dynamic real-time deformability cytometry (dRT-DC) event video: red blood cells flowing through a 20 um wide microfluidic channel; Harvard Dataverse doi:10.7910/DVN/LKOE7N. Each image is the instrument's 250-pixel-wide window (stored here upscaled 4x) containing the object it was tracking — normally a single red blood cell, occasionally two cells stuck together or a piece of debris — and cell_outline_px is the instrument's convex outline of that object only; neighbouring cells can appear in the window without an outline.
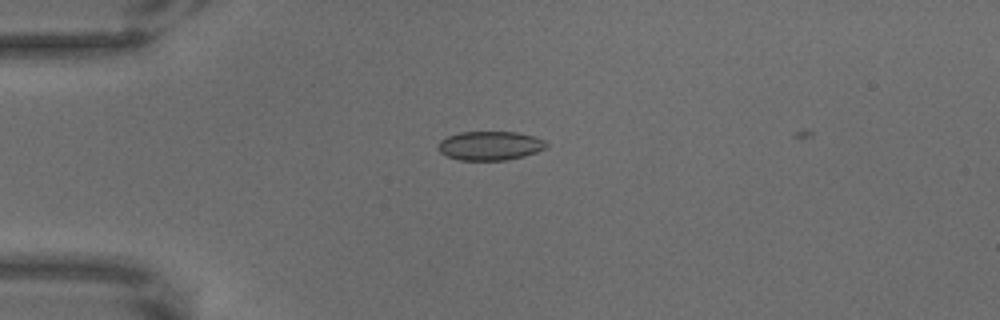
{"species": "common noctule bat (a hibernating species)", "species_latin": "Nyctalus noctula", "temperature_condition": "warm", "stored_images_in_passage": 6, "camera_frame_rate_fps": 3000, "um_per_image_px": 0.085, "animal": {"sex": "male", "body_mass_g": 18.8}, "frame": {"image": 1, "passage_image": 4, "time_ms": 1.0, "image_size_px": [1000, 320], "cell_outline_px": [[548, 144], [544, 148], [536, 152], [524, 156], [508, 160], [460, 160], [448, 156], [440, 152], [436, 148], [440, 140], [448, 136], [460, 132], [516, 132], [536, 136], [544, 140]], "centroid_in_image_um": [41.65, 12.38], "position_along_channel_um": 43.4, "area_um2": 18.32}}